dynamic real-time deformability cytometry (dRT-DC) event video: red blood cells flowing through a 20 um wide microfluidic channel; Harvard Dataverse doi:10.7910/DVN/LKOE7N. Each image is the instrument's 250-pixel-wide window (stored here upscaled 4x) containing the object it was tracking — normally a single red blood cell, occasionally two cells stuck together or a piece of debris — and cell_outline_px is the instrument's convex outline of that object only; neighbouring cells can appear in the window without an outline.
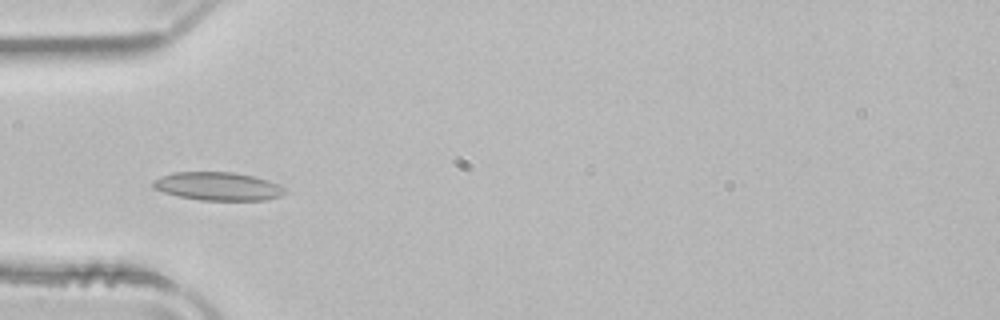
{"species": "common noctule bat (a hibernating species)", "species_latin": "Nyctalus noctula", "temperature_condition": "room temperature", "stored_images_in_passage": 20, "camera_frame_rate_fps": 3000, "um_per_image_px": 0.085, "animal": {"sex": "male", "body_mass_g": 21.5, "forearm_length_mm": 52.0}, "frame": {"image": 1, "passage_image": 5, "time_ms": 1.333, "image_size_px": [1000, 320], "cell_outline_px": [[288, 192], [280, 196], [264, 200], [200, 200], [180, 196], [164, 192], [152, 188], [152, 180], [172, 172], [232, 172], [252, 176], [268, 180], [284, 188]], "centroid_in_image_um": [18.5, 15.83], "position_along_channel_um": 66.5, "area_um2": 21.62}}
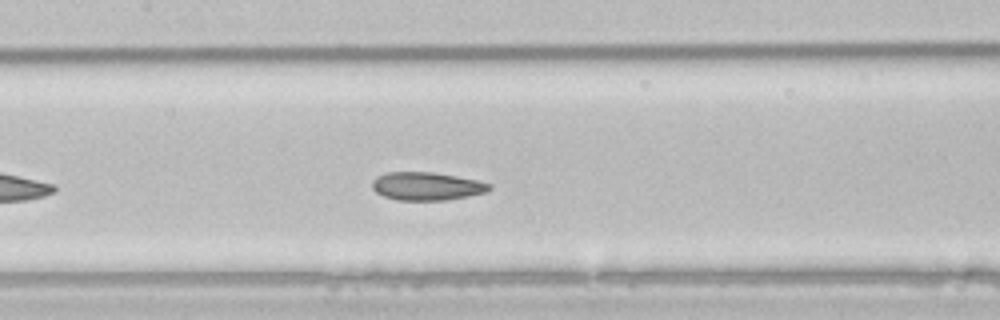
{"frame": {"image": 2, "passage_image": 13, "time_ms": 4.0, "image_size_px": [1000, 320], "cell_outline_px": [[492, 188], [484, 192], [468, 196], [444, 200], [396, 200], [384, 196], [376, 192], [372, 188], [372, 180], [376, 176], [388, 172], [432, 172], [456, 176], [476, 180], [492, 184]], "centroid_in_image_um": [36.24, 15.82], "position_along_channel_um": 171.2, "area_um2": 19.13}}
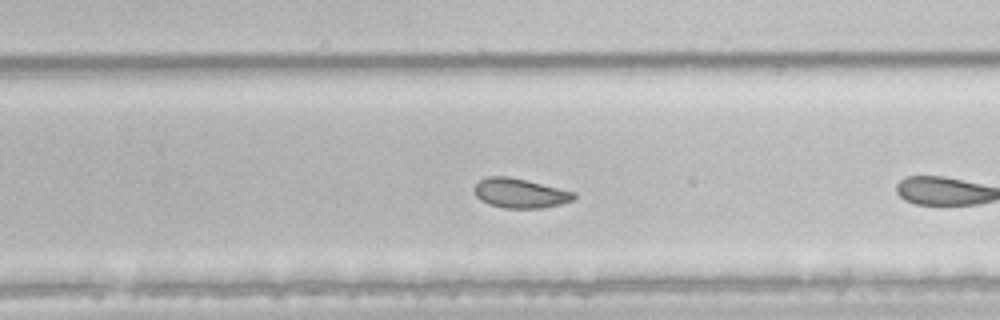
{"frame": {"image": 3, "passage_image": 19, "time_ms": 6.0, "image_size_px": [1000, 320], "cell_outline_px": [[576, 196], [572, 200], [560, 204], [540, 208], [504, 208], [488, 204], [480, 200], [476, 196], [476, 184], [480, 180], [488, 176], [508, 176], [576, 192]], "centroid_in_image_um": [44.2, 16.42], "position_along_channel_um": 285.6, "area_um2": 16.94}}